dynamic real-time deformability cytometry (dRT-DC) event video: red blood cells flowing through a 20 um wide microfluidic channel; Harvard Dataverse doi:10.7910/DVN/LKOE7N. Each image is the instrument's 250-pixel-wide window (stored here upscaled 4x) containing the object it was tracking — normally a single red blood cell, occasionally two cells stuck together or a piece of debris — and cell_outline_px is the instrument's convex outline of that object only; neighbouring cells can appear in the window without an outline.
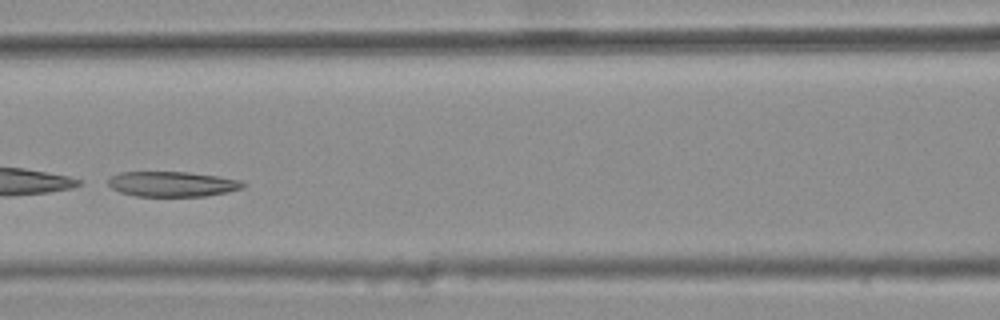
{"species": "common noctule bat (a hibernating species)", "species_latin": "Nyctalus noctula", "temperature_condition": "warm", "stored_images_in_passage": 8, "camera_frame_rate_fps": 3000, "um_per_image_px": 0.085, "animal": {"sex": "female", "body_mass_g": 25.1}, "frame": {"image": 1, "passage_image": 5, "time_ms": 1.333, "image_size_px": [1000, 320], "cell_outline_px": [[248, 184], [244, 188], [228, 192], [208, 196], [136, 196], [120, 192], [112, 188], [108, 184], [108, 180], [112, 176], [120, 172], [188, 172], [216, 176], [240, 180]], "centroid_in_image_um": [14.69, 15.65], "position_along_channel_um": 151.9, "area_um2": 19.83}}
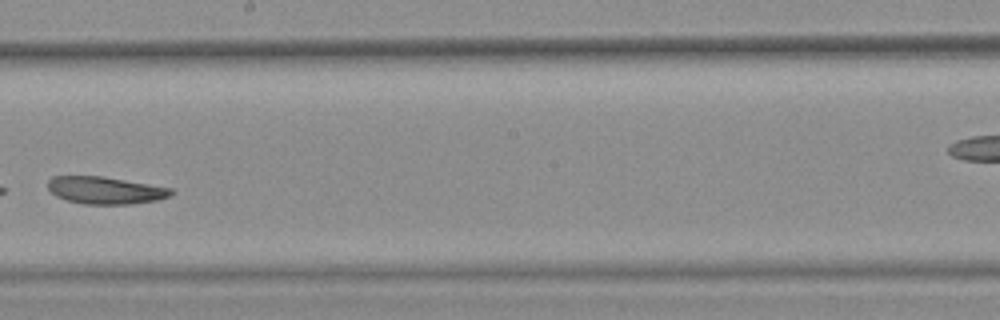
{"frame": {"image": 2, "passage_image": 7, "time_ms": 2.0, "image_size_px": [1000, 320], "cell_outline_px": [[172, 192], [168, 196], [156, 200], [132, 204], [84, 204], [68, 200], [56, 196], [48, 188], [48, 180], [52, 176], [104, 176], [172, 188]], "centroid_in_image_um": [8.93, 16.17], "position_along_channel_um": 239.3, "area_um2": 19.48}}
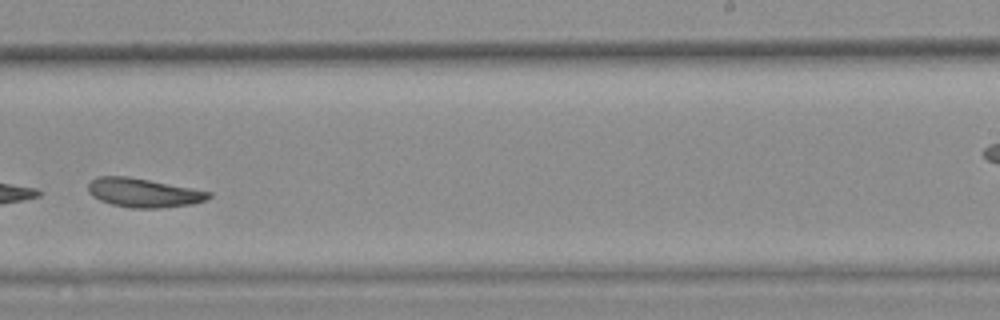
{"frame": {"image": 3, "passage_image": 8, "time_ms": 2.333, "image_size_px": [1000, 320], "cell_outline_px": [[212, 196], [204, 200], [192, 204], [160, 208], [132, 208], [112, 204], [100, 200], [92, 196], [88, 192], [88, 184], [96, 176], [128, 176], [192, 188], [212, 192]], "centroid_in_image_um": [12.18, 16.38], "position_along_channel_um": 276.8, "area_um2": 20.29}}